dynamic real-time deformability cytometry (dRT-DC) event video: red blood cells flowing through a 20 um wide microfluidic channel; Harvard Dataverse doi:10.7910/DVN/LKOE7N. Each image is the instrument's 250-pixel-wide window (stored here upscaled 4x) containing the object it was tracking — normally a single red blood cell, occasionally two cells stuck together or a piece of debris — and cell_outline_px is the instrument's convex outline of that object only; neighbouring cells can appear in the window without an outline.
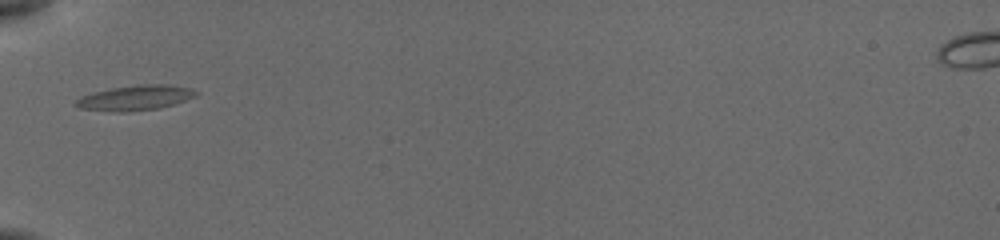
{"species": "common noctule bat (a hibernating species)", "species_latin": "Nyctalus noctula", "temperature_condition": "cold", "stored_images_in_passage": 22, "camera_frame_rate_fps": 3000, "um_per_image_px": 0.085, "animal": {"sex": "female", "body_mass_g": 19.5, "forearm_length_mm": 54.1}, "frame": {"image": 1, "passage_image": 1, "time_ms": 0.0, "image_size_px": [1000, 240], "cell_outline_px": [[200, 92], [196, 96], [160, 108], [124, 112], [116, 112], [80, 108], [72, 104], [80, 96], [92, 92], [112, 88], [136, 84], [168, 84], [192, 88]], "centroid_in_image_um": [11.49, 8.3], "position_along_channel_um": 73.5, "area_um2": 17.69}}
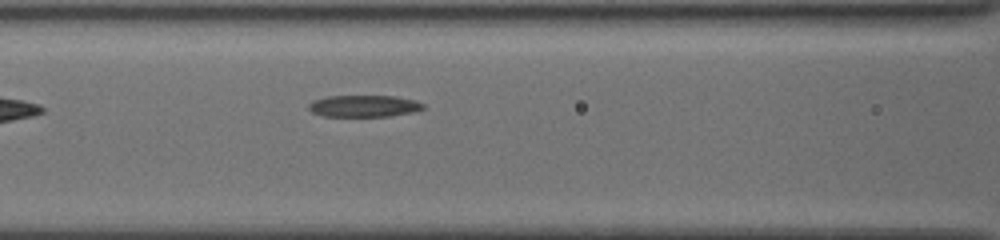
{"frame": {"image": 2, "passage_image": 5, "time_ms": 1.667, "image_size_px": [1000, 240], "cell_outline_px": [[424, 108], [412, 112], [388, 116], [324, 116], [312, 112], [308, 108], [308, 104], [312, 100], [324, 96], [396, 96], [416, 100], [424, 104]], "centroid_in_image_um": [30.9, 9.0], "position_along_channel_um": 135.7, "area_um2": 14.57}}